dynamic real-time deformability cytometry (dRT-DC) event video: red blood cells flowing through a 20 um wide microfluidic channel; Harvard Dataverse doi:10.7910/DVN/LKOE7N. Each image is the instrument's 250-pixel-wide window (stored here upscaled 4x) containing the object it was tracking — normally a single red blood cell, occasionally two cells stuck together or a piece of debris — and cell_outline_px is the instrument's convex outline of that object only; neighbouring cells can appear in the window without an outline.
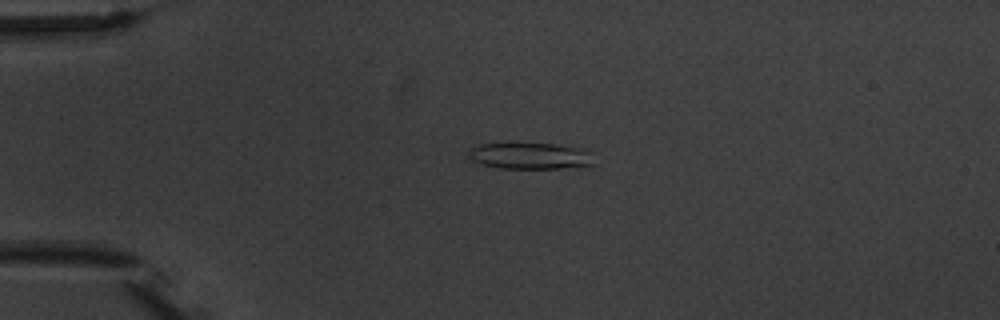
{"species": "common noctule bat (a hibernating species)", "species_latin": "Nyctalus noctula", "temperature_condition": "warm", "stored_images_in_passage": 7, "camera_frame_rate_fps": 3000, "um_per_image_px": 0.085, "animal": {"sex": "male", "body_mass_g": 20.1, "forearm_length_mm": 53.5}, "frame": {"image": 1, "passage_image": 1, "time_ms": 0.0, "image_size_px": [1000, 320], "cell_outline_px": [[596, 164], [576, 168], [500, 168], [484, 164], [472, 160], [468, 156], [468, 152], [472, 148], [480, 144], [556, 144], [584, 148], [592, 152]], "centroid_in_image_um": [45.2, 13.26], "position_along_channel_um": 39.8, "area_um2": 19.42}}
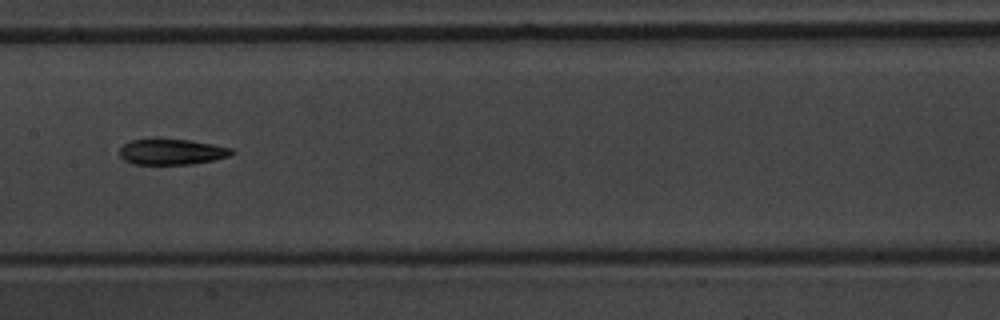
{"frame": {"image": 2, "passage_image": 5, "time_ms": 5.0, "image_size_px": [1000, 320], "cell_outline_px": [[236, 152], [228, 156], [212, 160], [192, 164], [132, 164], [124, 160], [120, 156], [120, 148], [124, 144], [132, 140], [156, 136], [188, 140], [212, 144], [232, 148]], "centroid_in_image_um": [14.55, 12.87], "position_along_channel_um": 192.8, "area_um2": 17.28}}
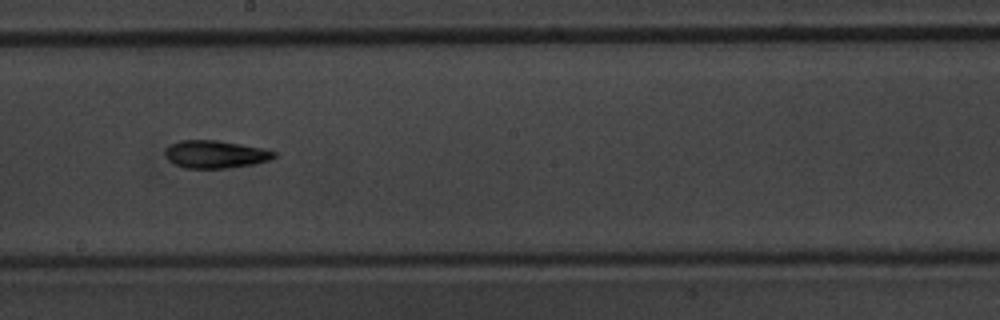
{"frame": {"image": 3, "passage_image": 6, "time_ms": 6.0, "image_size_px": [1000, 320], "cell_outline_px": [[276, 156], [268, 160], [256, 164], [228, 168], [184, 168], [168, 160], [164, 152], [172, 144], [180, 140], [216, 140], [264, 148], [276, 152]], "centroid_in_image_um": [18.33, 13.12], "position_along_channel_um": 229.9, "area_um2": 17.51}}